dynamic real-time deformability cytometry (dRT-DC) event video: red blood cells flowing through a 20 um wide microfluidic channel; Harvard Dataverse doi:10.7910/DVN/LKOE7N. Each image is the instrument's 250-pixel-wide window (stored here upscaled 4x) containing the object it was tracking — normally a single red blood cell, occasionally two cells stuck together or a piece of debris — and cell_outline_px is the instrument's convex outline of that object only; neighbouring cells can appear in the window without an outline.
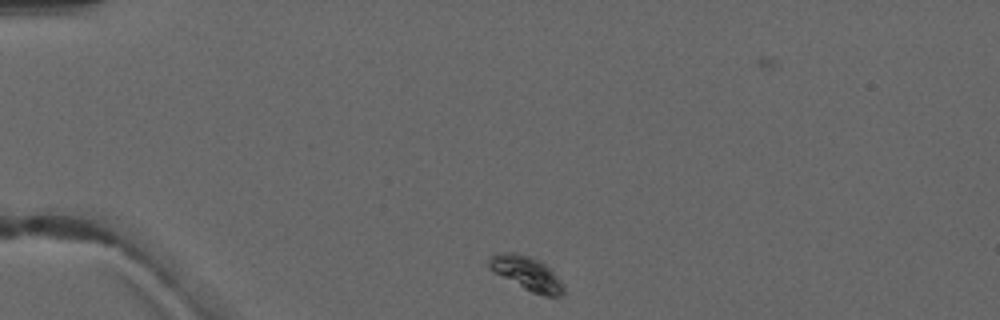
{"species": "common noctule bat (a hibernating species)", "species_latin": "Nyctalus noctula", "temperature_condition": "warm", "stored_images_in_passage": 3, "camera_frame_rate_fps": 3000, "um_per_image_px": 0.085, "animal": {"sex": "male", "forearm_length_mm": 52.5}, "frame": {"image": 1, "passage_image": 1, "time_ms": 0.0, "image_size_px": [1000, 320], "cell_outline_px": [[564, 296], [544, 296], [532, 292], [524, 288], [488, 268], [488, 260], [492, 256], [500, 252], [516, 252], [528, 256], [552, 268], [564, 284]], "centroid_in_image_um": [44.83, 23.24], "position_along_channel_um": 40.2, "area_um2": 14.68}}